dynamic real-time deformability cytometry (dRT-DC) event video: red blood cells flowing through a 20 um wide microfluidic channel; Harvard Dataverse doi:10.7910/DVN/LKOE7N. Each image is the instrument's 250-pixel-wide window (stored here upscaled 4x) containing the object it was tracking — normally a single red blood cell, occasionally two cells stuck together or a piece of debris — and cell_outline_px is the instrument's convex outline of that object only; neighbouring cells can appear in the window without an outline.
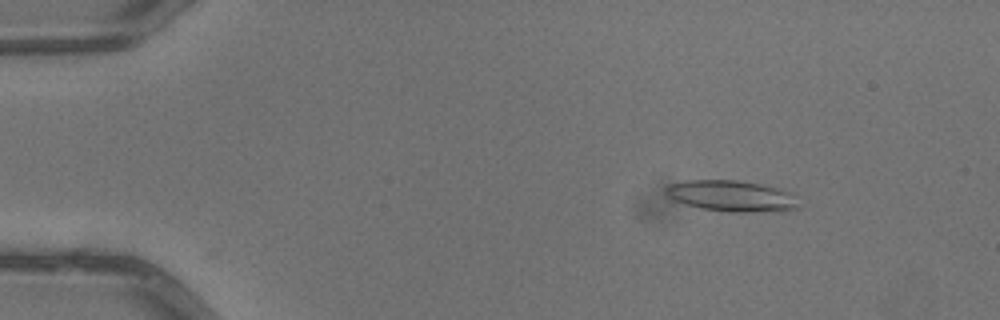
{"species": "common noctule bat (a hibernating species)", "species_latin": "Nyctalus noctula", "temperature_condition": "warm", "stored_images_in_passage": 4, "camera_frame_rate_fps": 3000, "um_per_image_px": 0.085, "animal": {"sex": "male", "body_mass_g": 13.3}, "frame": {"image": 1, "passage_image": 2, "time_ms": 0.333, "image_size_px": [1000, 320], "cell_outline_px": [[796, 208], [784, 212], [732, 212], [704, 208], [688, 204], [676, 200], [668, 196], [664, 192], [664, 188], [668, 184], [688, 180], [736, 180], [760, 184], [776, 188], [788, 192]], "centroid_in_image_um": [62.11, 16.65], "position_along_channel_um": 22.9, "area_um2": 23.52}}